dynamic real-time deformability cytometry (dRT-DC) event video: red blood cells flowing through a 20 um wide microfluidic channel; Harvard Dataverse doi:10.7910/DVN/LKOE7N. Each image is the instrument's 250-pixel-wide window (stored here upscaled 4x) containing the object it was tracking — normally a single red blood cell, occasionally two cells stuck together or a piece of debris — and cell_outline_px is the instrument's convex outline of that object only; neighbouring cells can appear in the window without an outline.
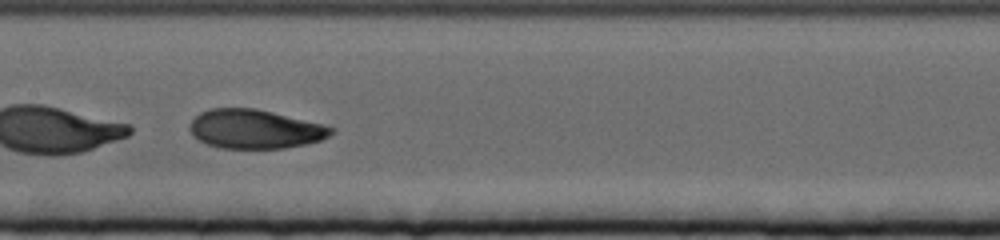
{"species": "human", "species_latin": "Homo sapiens", "temperature_condition": "cold", "stored_images_in_passage": 57, "segment_of_instrument_passage": [2, 2], "camera_frame_rate_fps": 3000, "um_per_image_px": 0.085, "donor": {"sex": "female"}, "frame": {"image": 1, "passage_image": 28, "time_ms": 9.0, "image_size_px": [1000, 240], "cell_outline_px": [[336, 128], [328, 136], [320, 140], [304, 144], [284, 148], [220, 148], [208, 144], [192, 136], [188, 128], [192, 120], [200, 112], [212, 108], [256, 108]], "centroid_in_image_um": [21.62, 10.97], "position_along_channel_um": 185.8, "area_um2": 31.85}}
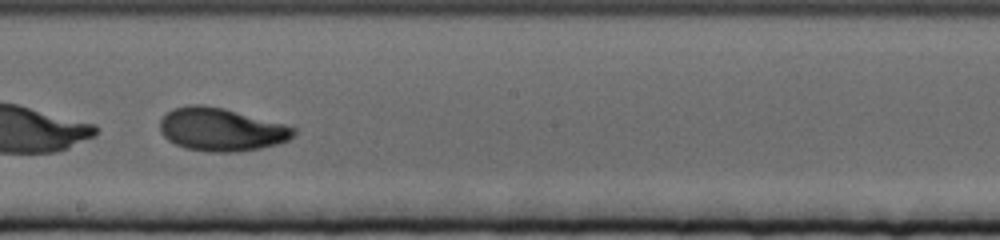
{"frame": {"image": 2, "passage_image": 32, "time_ms": 10.333, "image_size_px": [1000, 240], "cell_outline_px": [[296, 132], [288, 140], [276, 144], [260, 148], [236, 152], [208, 152], [184, 148], [168, 140], [160, 132], [160, 120], [172, 108], [188, 104], [204, 104], [224, 108], [284, 124], [296, 128]], "centroid_in_image_um": [18.77, 11.0], "position_along_channel_um": 229.4, "area_um2": 33.64}}
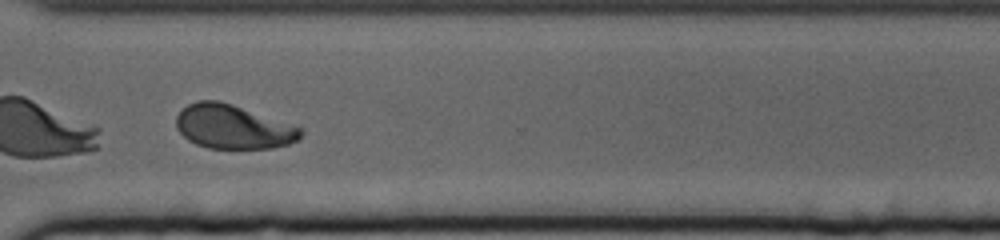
{"frame": {"image": 3, "passage_image": 43, "time_ms": 14.0, "image_size_px": [1000, 240], "cell_outline_px": [[304, 132], [296, 140], [288, 144], [272, 148], [208, 148], [196, 144], [188, 140], [176, 128], [176, 116], [188, 104], [196, 100], [220, 100], [304, 128]], "centroid_in_image_um": [19.8, 10.77], "position_along_channel_um": 350.8, "area_um2": 31.91}}